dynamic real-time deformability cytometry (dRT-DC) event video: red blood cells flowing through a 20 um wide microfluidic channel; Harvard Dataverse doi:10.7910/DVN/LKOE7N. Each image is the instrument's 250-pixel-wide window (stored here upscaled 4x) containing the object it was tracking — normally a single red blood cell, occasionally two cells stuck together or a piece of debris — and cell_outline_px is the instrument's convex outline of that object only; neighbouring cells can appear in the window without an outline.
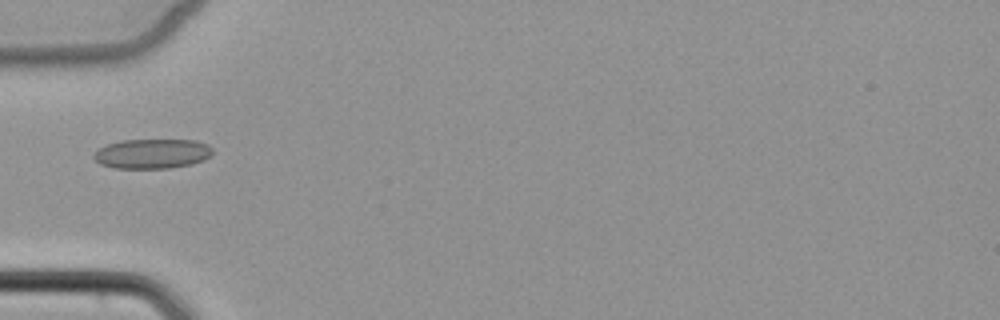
{"species": "common noctule bat (a hibernating species)", "species_latin": "Nyctalus noctula", "temperature_condition": "cold", "stored_images_in_passage": 4, "camera_frame_rate_fps": 3000, "um_per_image_px": 0.085, "animal": {"sex": "female", "body_mass_g": 22.7, "forearm_length_mm": 54.2}, "frame": {"image": 1, "passage_image": 4, "time_ms": 4.333, "image_size_px": [1000, 320], "cell_outline_px": [[212, 156], [204, 160], [192, 164], [168, 168], [112, 168], [100, 164], [92, 156], [100, 148], [108, 144], [120, 140], [196, 140], [208, 144], [212, 148]], "centroid_in_image_um": [12.96, 13.06], "position_along_channel_um": 72.0, "area_um2": 20.63}}